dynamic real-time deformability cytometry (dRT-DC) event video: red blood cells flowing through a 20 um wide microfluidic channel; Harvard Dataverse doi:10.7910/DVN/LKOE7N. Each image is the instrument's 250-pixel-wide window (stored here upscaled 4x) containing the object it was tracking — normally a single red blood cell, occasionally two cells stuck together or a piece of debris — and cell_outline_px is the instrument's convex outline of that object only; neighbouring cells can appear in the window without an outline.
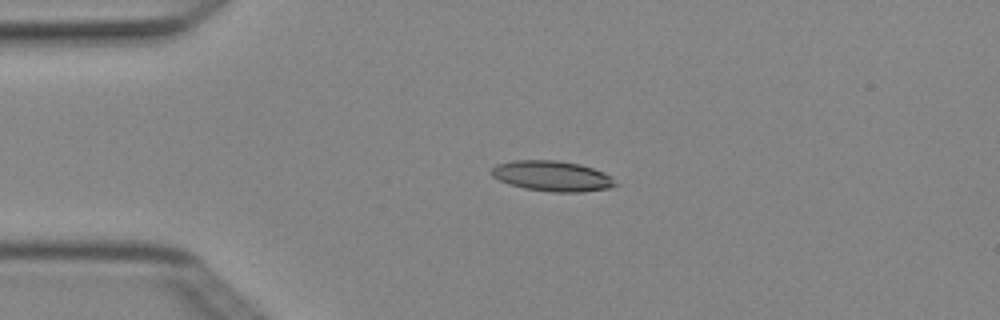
{"species": "Egyptian fruit bat (a non-hibernating species)", "species_latin": "Rousettus aegyptiacus", "temperature_condition": "cold", "stored_images_in_passage": 4, "camera_frame_rate_fps": 3000, "um_per_image_px": 0.085, "animal": {"sex": "female"}, "frame": {"image": 1, "passage_image": 3, "time_ms": 0.667, "image_size_px": [1000, 320], "cell_outline_px": [[620, 184], [612, 188], [584, 192], [552, 192], [524, 188], [508, 184], [492, 176], [488, 172], [496, 164], [512, 160], [556, 160], [580, 164], [604, 172], [612, 176]], "centroid_in_image_um": [46.96, 14.97], "position_along_channel_um": 38.0, "area_um2": 22.37}}